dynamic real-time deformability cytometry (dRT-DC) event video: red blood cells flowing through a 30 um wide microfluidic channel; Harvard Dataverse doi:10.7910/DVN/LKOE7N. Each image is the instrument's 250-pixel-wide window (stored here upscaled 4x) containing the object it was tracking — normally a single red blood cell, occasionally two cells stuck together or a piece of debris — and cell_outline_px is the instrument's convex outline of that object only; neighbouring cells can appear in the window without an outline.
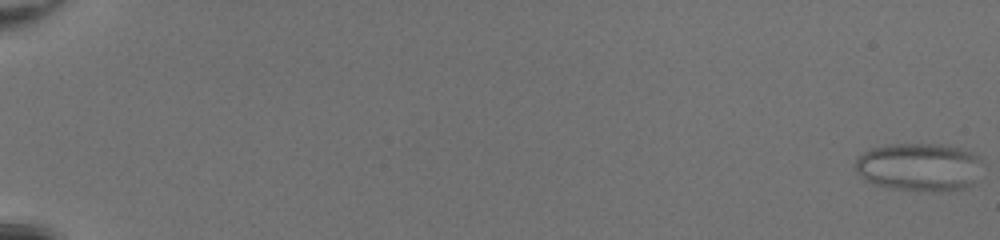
{"species": "common noctule bat (a hibernating species)", "species_latin": "Nyctalus noctula", "temperature_condition": "room temperature", "stored_images_in_passage": 52, "camera_frame_rate_fps": 3000, "um_per_image_px": 0.085, "animal": {"sex": "female", "body_mass_g": 20.0, "forearm_length_mm": 54.0}, "frame": {"image": 1, "passage_image": 1, "time_ms": 0.0, "image_size_px": [1000, 240], "cell_outline_px": [[980, 164], [976, 184], [964, 188], [948, 192], [920, 192], [888, 188], [872, 184], [864, 180], [856, 172], [856, 156], [872, 148], [888, 144], [940, 144], [960, 148], [976, 152], [980, 156]], "centroid_in_image_um": [78.14, 14.22], "position_along_channel_um": 6.9, "area_um2": 36.65}}
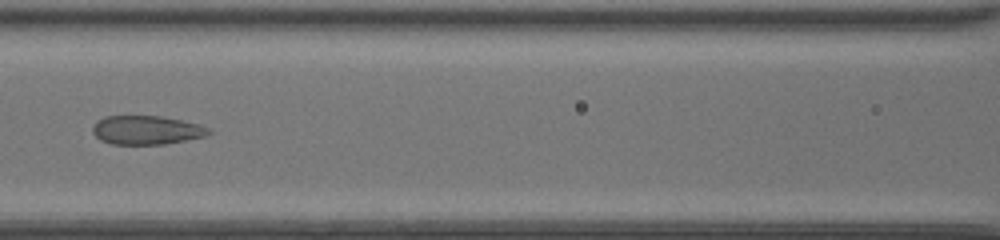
{"frame": {"image": 2, "passage_image": 27, "time_ms": 8.667, "image_size_px": [1000, 240], "cell_outline_px": [[212, 132], [208, 136], [164, 144], [112, 144], [100, 140], [92, 132], [92, 128], [96, 120], [104, 116], [160, 116], [200, 124], [208, 128]], "centroid_in_image_um": [12.45, 11.05], "position_along_channel_um": 154.2, "area_um2": 19.59}}
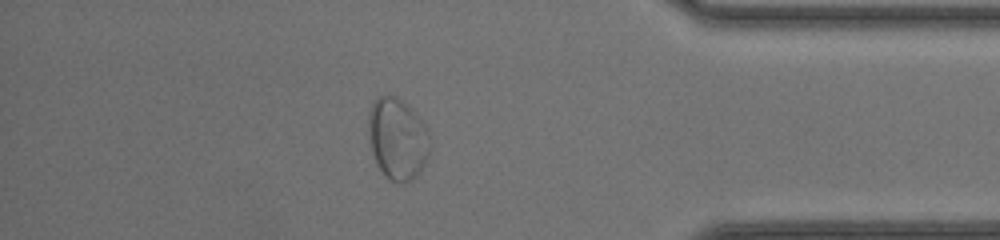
{"frame": {"image": 3, "passage_image": 46, "time_ms": 15.0, "image_size_px": [1000, 240], "cell_outline_px": [[432, 144], [424, 164], [420, 172], [416, 176], [400, 184], [388, 180], [384, 176], [376, 164], [372, 152], [368, 136], [368, 112], [372, 104], [380, 96], [392, 96], [400, 100], [412, 108], [424, 124], [428, 132]], "centroid_in_image_um": [33.78, 11.83], "position_along_channel_um": 401.4, "area_um2": 29.42}}